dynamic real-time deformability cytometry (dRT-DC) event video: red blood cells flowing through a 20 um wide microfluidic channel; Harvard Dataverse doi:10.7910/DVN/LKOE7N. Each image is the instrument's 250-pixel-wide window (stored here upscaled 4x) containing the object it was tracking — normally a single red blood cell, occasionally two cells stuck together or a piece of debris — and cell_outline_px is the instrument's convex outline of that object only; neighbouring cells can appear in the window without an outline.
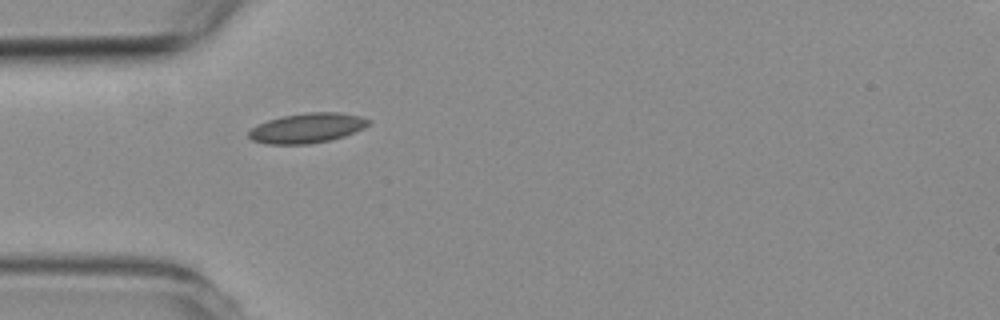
{"species": "common noctule bat (a hibernating species)", "species_latin": "Nyctalus noctula", "temperature_condition": "room temperature", "stored_images_in_passage": 1, "camera_frame_rate_fps": 3000, "um_per_image_px": 0.085, "animal": {"sex": "female", "body_mass_g": 19.3, "forearm_length_mm": 54.1}, "frame": {"image": 1, "passage_image": 1, "time_ms": 0.0, "image_size_px": [1000, 320], "cell_outline_px": [[372, 120], [364, 128], [344, 136], [328, 140], [308, 144], [268, 144], [252, 140], [248, 136], [248, 132], [256, 124], [280, 116], [304, 112], [340, 112], [360, 116]], "centroid_in_image_um": [26.09, 10.87], "position_along_channel_um": 58.9, "area_um2": 20.92}}